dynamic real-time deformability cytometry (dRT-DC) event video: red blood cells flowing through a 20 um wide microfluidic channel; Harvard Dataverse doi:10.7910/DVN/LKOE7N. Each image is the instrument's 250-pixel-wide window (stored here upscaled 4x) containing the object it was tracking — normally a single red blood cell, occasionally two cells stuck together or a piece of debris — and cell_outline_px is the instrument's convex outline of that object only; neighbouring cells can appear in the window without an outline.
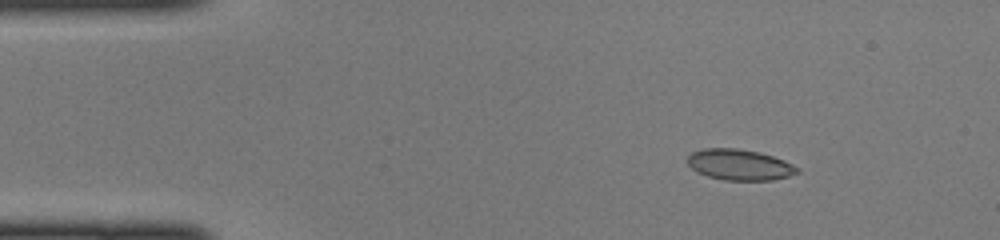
{"species": "common noctule bat (a hibernating species)", "species_latin": "Nyctalus noctula", "temperature_condition": "cold", "stored_images_in_passage": 39, "camera_frame_rate_fps": 3000, "um_per_image_px": 0.085, "animal": {"sex": "female", "body_mass_g": 22.0, "forearm_length_mm": 56.7}, "frame": {"image": 1, "passage_image": 1, "time_ms": 0.0, "image_size_px": [1000, 240], "cell_outline_px": [[800, 172], [788, 176], [772, 180], [724, 180], [708, 176], [696, 172], [688, 164], [688, 156], [692, 152], [704, 148], [736, 148], [760, 152], [784, 160], [800, 168]], "centroid_in_image_um": [62.87, 14.0], "position_along_channel_um": 22.1, "area_um2": 19.77}}
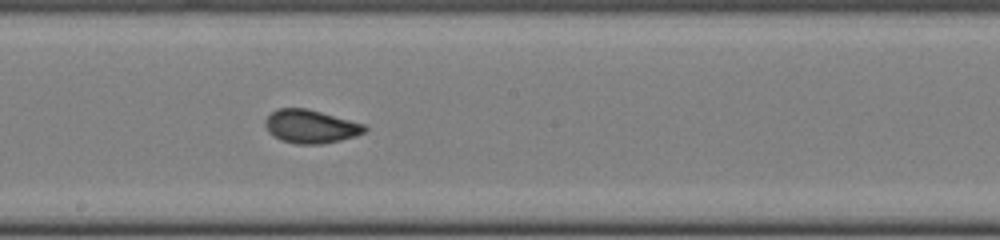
{"frame": {"image": 2, "passage_image": 20, "time_ms": 6.333, "image_size_px": [1000, 240], "cell_outline_px": [[368, 128], [364, 132], [356, 136], [340, 140], [320, 144], [296, 144], [280, 140], [272, 136], [268, 132], [264, 124], [264, 120], [276, 108], [308, 108], [364, 124]], "centroid_in_image_um": [26.37, 10.75], "position_along_channel_um": 221.8, "area_um2": 19.48}}
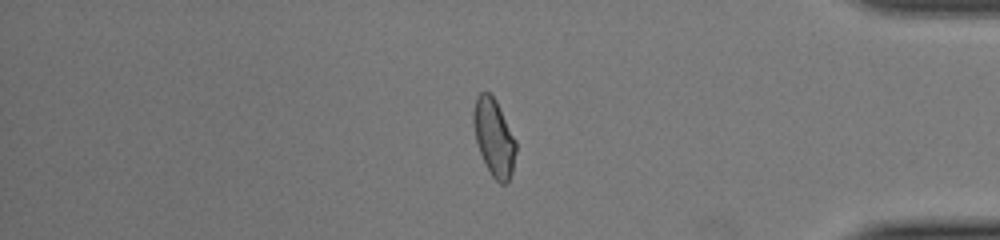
{"frame": {"image": 3, "passage_image": 34, "time_ms": 11.0, "image_size_px": [1000, 240], "cell_outline_px": [[516, 152], [512, 172], [508, 180], [504, 184], [500, 184], [492, 176], [480, 152], [476, 140], [472, 120], [472, 112], [476, 96], [480, 92], [488, 92], [496, 100], [516, 140]], "centroid_in_image_um": [41.98, 11.65], "position_along_channel_um": 393.2, "area_um2": 19.02}}